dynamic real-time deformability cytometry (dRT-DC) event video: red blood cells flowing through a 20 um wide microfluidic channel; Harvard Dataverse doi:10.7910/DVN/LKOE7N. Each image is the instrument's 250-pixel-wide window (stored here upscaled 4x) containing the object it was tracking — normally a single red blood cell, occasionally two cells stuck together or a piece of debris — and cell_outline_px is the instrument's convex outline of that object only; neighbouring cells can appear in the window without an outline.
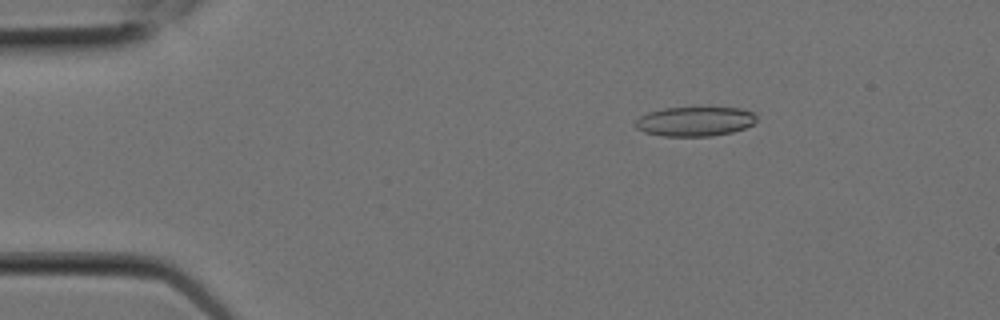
{"species": "Egyptian fruit bat (a non-hibernating species)", "species_latin": "Rousettus aegyptiacus", "temperature_condition": "room temperature", "stored_images_in_passage": 7, "camera_frame_rate_fps": 3000, "um_per_image_px": 0.085, "animal": {"sex": "female"}, "frame": {"image": 1, "passage_image": 1, "time_ms": 0.0, "image_size_px": [1000, 320], "cell_outline_px": [[756, 120], [752, 124], [744, 128], [732, 132], [712, 136], [660, 136], [644, 132], [636, 128], [636, 120], [640, 116], [648, 112], [664, 108], [740, 108], [752, 112], [756, 116]], "centroid_in_image_um": [59.04, 10.33], "position_along_channel_um": 26.0, "area_um2": 20.69}}
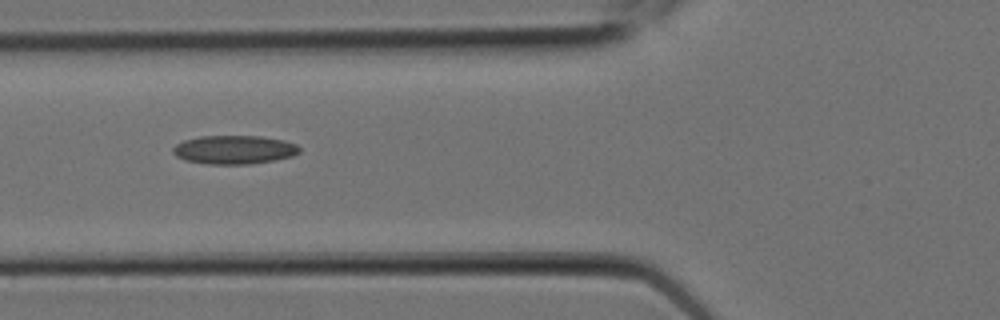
{"frame": {"image": 2, "passage_image": 5, "time_ms": 1.333, "image_size_px": [1000, 320], "cell_outline_px": [[300, 152], [292, 156], [272, 160], [248, 164], [208, 164], [184, 160], [176, 156], [172, 152], [172, 148], [176, 144], [184, 140], [200, 136], [260, 136], [284, 140], [296, 144], [300, 148]], "centroid_in_image_um": [19.88, 12.72], "position_along_channel_um": 105.9, "area_um2": 21.1}}
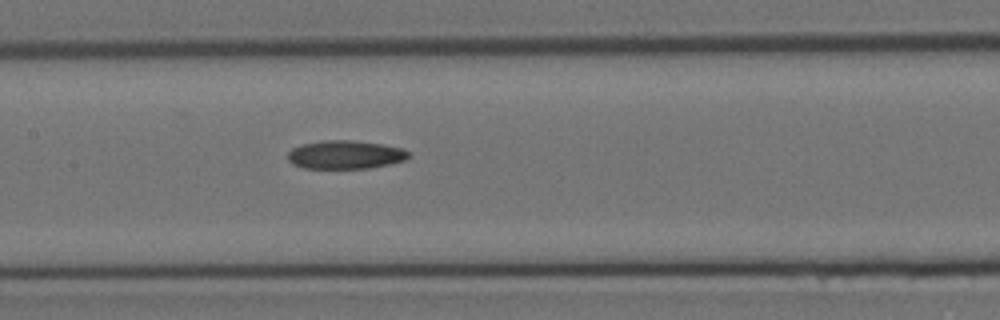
{"frame": {"image": 3, "passage_image": 7, "time_ms": 2.0, "image_size_px": [1000, 320], "cell_outline_px": [[408, 156], [404, 160], [388, 164], [368, 168], [304, 168], [292, 164], [288, 160], [288, 152], [292, 148], [300, 144], [320, 140], [352, 140], [384, 144], [404, 148], [408, 152]], "centroid_in_image_um": [29.31, 13.13], "position_along_channel_um": 178.1, "area_um2": 20.11}}